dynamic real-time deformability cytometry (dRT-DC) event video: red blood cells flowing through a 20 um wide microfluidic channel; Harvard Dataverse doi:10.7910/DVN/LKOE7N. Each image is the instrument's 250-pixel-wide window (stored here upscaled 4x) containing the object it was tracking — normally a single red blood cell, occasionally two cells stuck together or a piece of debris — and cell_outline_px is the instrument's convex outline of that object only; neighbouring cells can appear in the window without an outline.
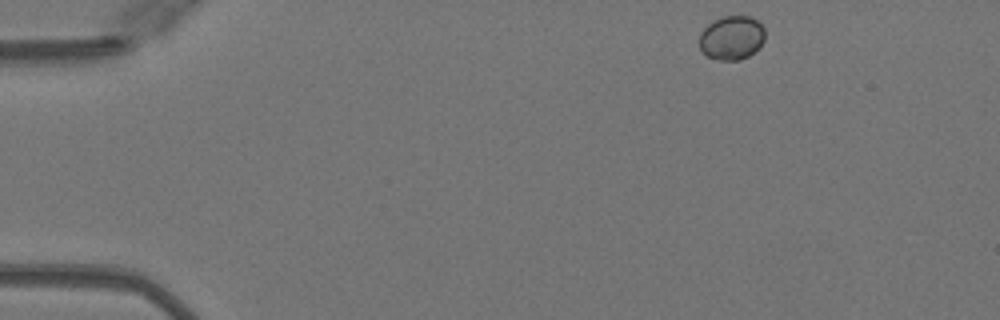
{"species": "Egyptian fruit bat (a non-hibernating species)", "species_latin": "Rousettus aegyptiacus", "temperature_condition": "warm", "stored_images_in_passage": 13, "camera_frame_rate_fps": 3000, "um_per_image_px": 0.085, "animal": {"sex": "female"}, "frame": {"image": 1, "passage_image": 1, "time_ms": 0.0, "image_size_px": [1000, 320], "cell_outline_px": [[764, 40], [748, 56], [740, 60], [720, 60], [708, 56], [700, 48], [700, 32], [712, 20], [724, 16], [748, 16], [756, 20], [764, 28]], "centroid_in_image_um": [62.17, 3.2], "position_along_channel_um": 22.8, "area_um2": 16.59}}
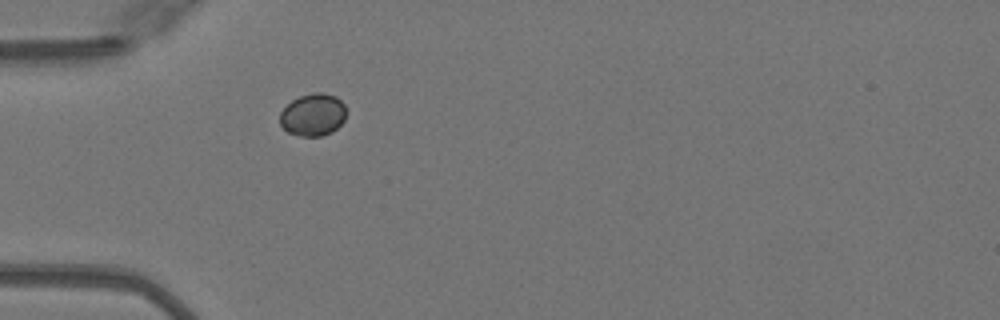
{"frame": {"image": 2, "passage_image": 10, "time_ms": 3.0, "image_size_px": [1000, 320], "cell_outline_px": [[344, 120], [332, 132], [320, 136], [300, 136], [288, 132], [280, 124], [280, 112], [292, 100], [300, 96], [312, 92], [324, 92], [336, 96], [344, 104]], "centroid_in_image_um": [26.59, 9.74], "position_along_channel_um": 58.4, "area_um2": 16.3}}